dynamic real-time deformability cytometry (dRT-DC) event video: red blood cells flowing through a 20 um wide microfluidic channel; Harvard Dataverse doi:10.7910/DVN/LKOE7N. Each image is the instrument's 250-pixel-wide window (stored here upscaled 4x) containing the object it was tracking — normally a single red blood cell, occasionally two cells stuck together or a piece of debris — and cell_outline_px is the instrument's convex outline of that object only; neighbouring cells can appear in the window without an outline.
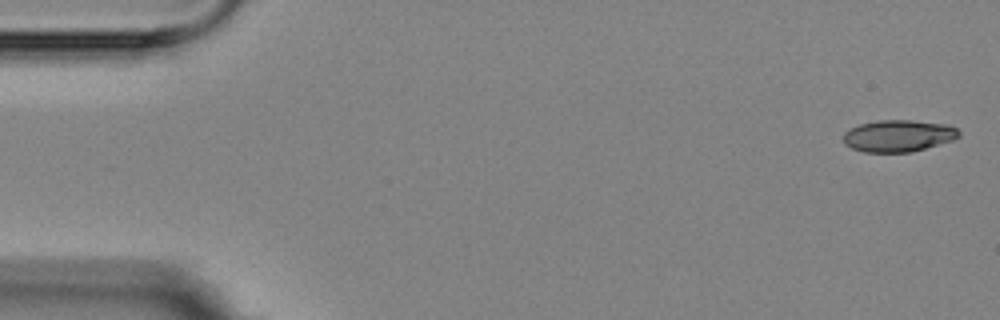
{"species": "Egyptian fruit bat (a non-hibernating species)", "species_latin": "Rousettus aegyptiacus", "temperature_condition": "room temperature", "stored_images_in_passage": 6, "segment_of_instrument_passage": [1, 2], "camera_frame_rate_fps": 3000, "um_per_image_px": 0.085, "animal": {"sex": "female"}, "frame": {"image": 1, "passage_image": 1, "time_ms": 0.0, "image_size_px": [1000, 320], "cell_outline_px": [[960, 136], [952, 140], [912, 152], [864, 152], [852, 148], [844, 144], [844, 132], [860, 124], [880, 120], [912, 120], [948, 124], [956, 128], [960, 132]], "centroid_in_image_um": [76.37, 11.54], "position_along_channel_um": 8.6, "area_um2": 21.39}}